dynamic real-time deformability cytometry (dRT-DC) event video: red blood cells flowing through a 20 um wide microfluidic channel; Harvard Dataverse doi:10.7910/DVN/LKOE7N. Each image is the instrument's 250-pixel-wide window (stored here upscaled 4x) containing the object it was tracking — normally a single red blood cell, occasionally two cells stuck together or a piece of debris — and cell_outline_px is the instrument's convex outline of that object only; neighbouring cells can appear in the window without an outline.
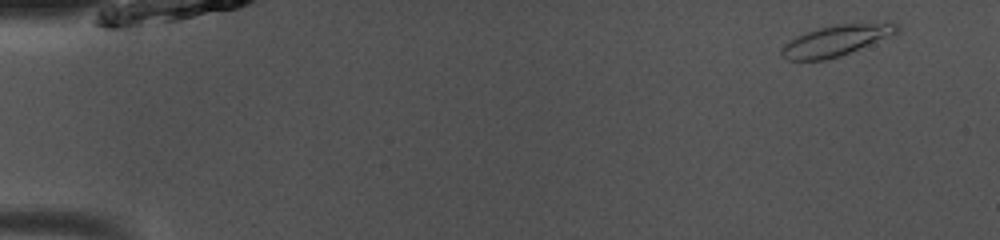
{"species": "common noctule bat (a hibernating species)", "species_latin": "Nyctalus noctula", "temperature_condition": "room temperature", "stored_images_in_passage": 48, "camera_frame_rate_fps": 3000, "um_per_image_px": 0.085, "animal": {"sex": "male", "body_mass_g": 13.0, "forearm_length_mm": 53.1}, "frame": {"image": 1, "passage_image": 2, "time_ms": 0.333, "image_size_px": [1000, 240], "cell_outline_px": [[900, 32], [840, 56], [824, 60], [788, 60], [780, 56], [780, 48], [784, 44], [796, 36], [820, 28], [836, 24], [900, 24]], "centroid_in_image_um": [71.0, 3.47], "position_along_channel_um": 14.0, "area_um2": 20.29}}
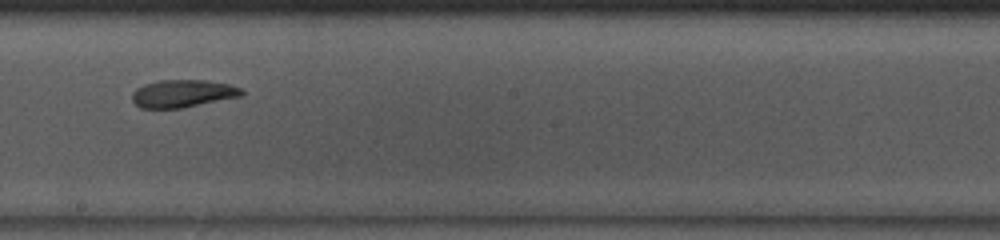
{"frame": {"image": 2, "passage_image": 27, "time_ms": 8.667, "image_size_px": [1000, 240], "cell_outline_px": [[244, 96], [180, 108], [140, 108], [132, 100], [132, 92], [136, 88], [144, 84], [160, 80], [208, 80], [228, 84], [240, 88], [244, 92]], "centroid_in_image_um": [15.54, 7.95], "position_along_channel_um": 232.7, "area_um2": 17.69}}
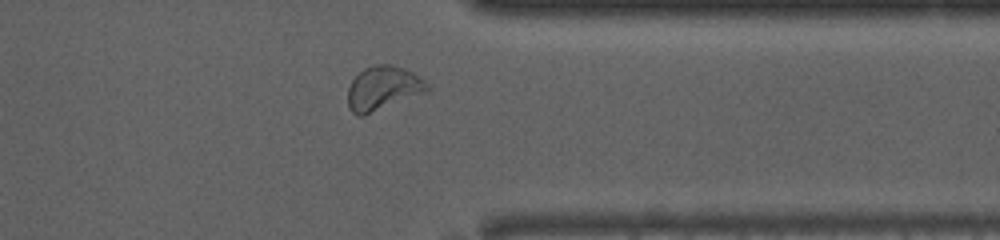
{"frame": {"image": 3, "passage_image": 38, "time_ms": 12.333, "image_size_px": [1000, 240], "cell_outline_px": [[432, 88], [428, 92], [364, 116], [356, 116], [348, 108], [348, 88], [352, 80], [364, 68], [376, 64], [392, 64], [404, 68], [412, 72], [424, 80]], "centroid_in_image_um": [32.58, 7.52], "position_along_channel_um": 378.8, "area_um2": 20.69}, "authors_computed_cell_mechanics": {"area_um2": 18.9295, "velocity_mm_per_s": 4.057, "shape_relaxation_time_tau1_ms": 3.4288, "shape_relaxation_time_tau2_ms": 3.8656, "deformation_change_tau1": 0.1105, "deformation_change_tau2": 0.0771}}